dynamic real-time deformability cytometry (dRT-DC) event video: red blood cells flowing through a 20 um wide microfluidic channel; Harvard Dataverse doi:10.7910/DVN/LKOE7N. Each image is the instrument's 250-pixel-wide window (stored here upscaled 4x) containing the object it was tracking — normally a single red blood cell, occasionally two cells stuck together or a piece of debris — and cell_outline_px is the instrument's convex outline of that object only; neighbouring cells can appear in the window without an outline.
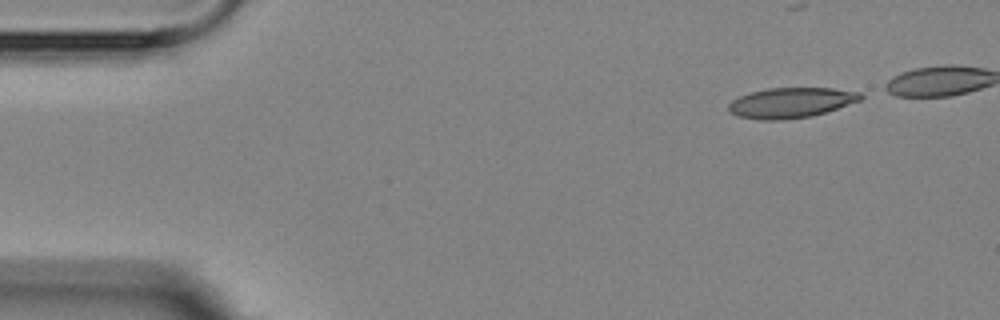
{"species": "Egyptian fruit bat (a non-hibernating species)", "species_latin": "Rousettus aegyptiacus", "temperature_condition": "room temperature", "stored_images_in_passage": 5, "segment_of_instrument_passage": [1, 2], "camera_frame_rate_fps": 3000, "um_per_image_px": 0.085, "animal": {"sex": "female"}, "frame": {"image": 1, "passage_image": 1, "time_ms": 0.0, "image_size_px": [1000, 320], "cell_outline_px": [[864, 96], [860, 100], [812, 116], [780, 120], [764, 120], [740, 116], [728, 112], [728, 104], [732, 100], [740, 96], [752, 92], [768, 88], [832, 88], [860, 92]], "centroid_in_image_um": [67.21, 8.72], "position_along_channel_um": 17.8, "area_um2": 23.0}}
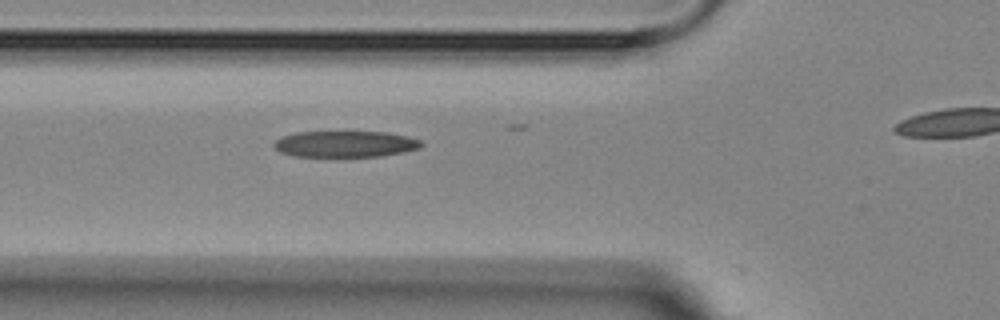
{"frame": {"image": 2, "passage_image": 4, "time_ms": 4.667, "image_size_px": [1000, 320], "cell_outline_px": [[424, 144], [420, 148], [380, 156], [296, 156], [280, 152], [272, 144], [280, 136], [296, 132], [388, 132], [408, 136], [420, 140]], "centroid_in_image_um": [29.34, 12.23], "position_along_channel_um": 96.5, "area_um2": 22.43}}